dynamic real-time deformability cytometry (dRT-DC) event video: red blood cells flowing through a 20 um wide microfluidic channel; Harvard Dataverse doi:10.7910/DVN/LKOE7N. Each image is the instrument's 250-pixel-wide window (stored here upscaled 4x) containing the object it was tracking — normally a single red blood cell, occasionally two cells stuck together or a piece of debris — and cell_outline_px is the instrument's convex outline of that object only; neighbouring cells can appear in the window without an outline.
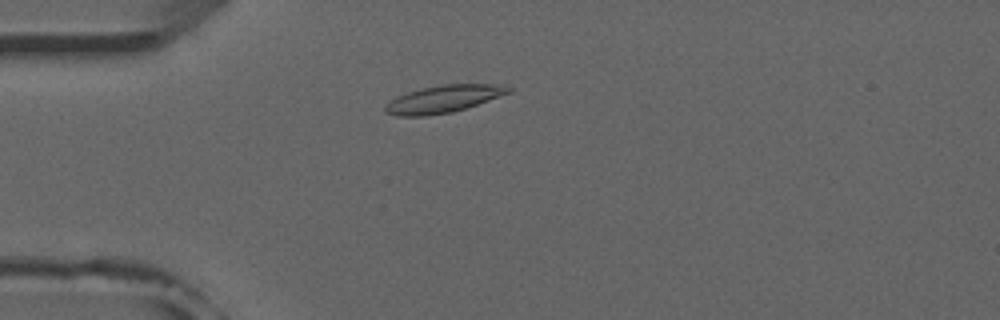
{"species": "common noctule bat (a hibernating species)", "species_latin": "Nyctalus noctula", "temperature_condition": "room temperature", "stored_images_in_passage": 45, "camera_frame_rate_fps": 3000, "um_per_image_px": 0.085, "animal": {"sex": "male", "forearm_length_mm": 52.5}, "frame": {"image": 1, "passage_image": 7, "time_ms": 2.0, "image_size_px": [1000, 320], "cell_outline_px": [[512, 92], [452, 112], [424, 116], [400, 116], [384, 112], [384, 108], [396, 96], [408, 92], [424, 88], [444, 84], [496, 84], [512, 88]], "centroid_in_image_um": [37.69, 8.41], "position_along_channel_um": 47.3, "area_um2": 19.25}}
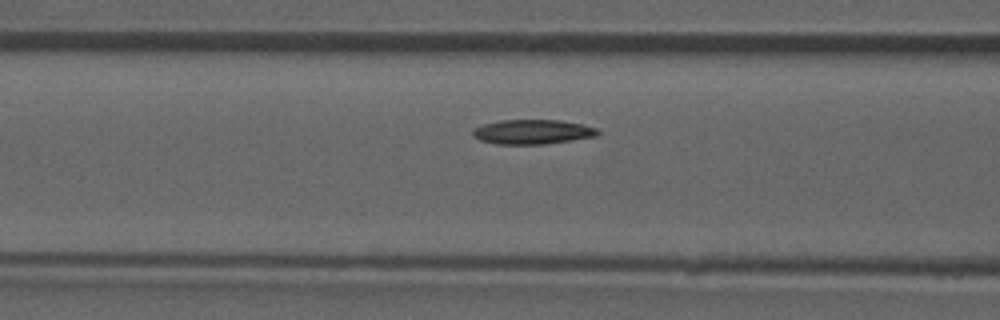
{"frame": {"image": 2, "passage_image": 14, "time_ms": 4.333, "image_size_px": [1000, 320], "cell_outline_px": [[600, 132], [596, 136], [544, 144], [496, 144], [480, 140], [472, 136], [472, 132], [476, 128], [484, 124], [500, 120], [560, 120], [580, 124], [596, 128]], "centroid_in_image_um": [45.24, 11.21], "position_along_channel_um": 121.4, "area_um2": 17.69}}
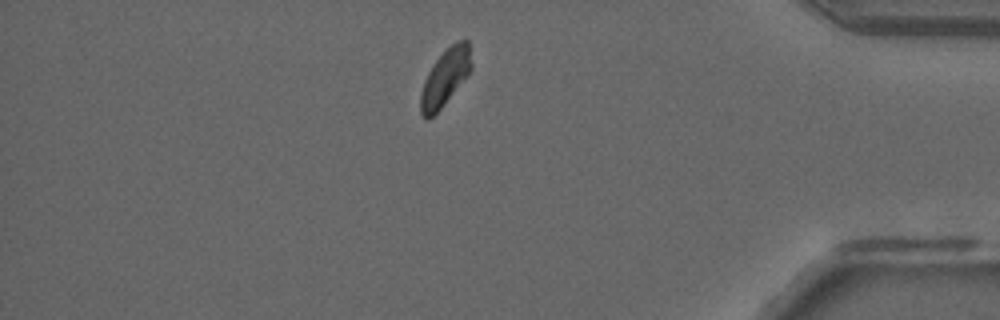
{"frame": {"image": 3, "passage_image": 38, "time_ms": 12.333, "image_size_px": [1000, 320], "cell_outline_px": [[472, 68], [468, 76], [440, 108], [428, 120], [424, 120], [420, 112], [420, 92], [424, 80], [432, 64], [456, 40], [468, 40], [472, 64]], "centroid_in_image_um": [37.83, 6.6], "position_along_channel_um": 397.4, "area_um2": 16.76}, "authors_computed_cell_mechanics": {"area_um2": 17.6868, "velocity_mm_per_s": 3.888, "shape_relaxation_time_tau1_ms": 4.0869, "shape_relaxation_time_tau2_ms": null, "deformation_change_tau1": 0.103, "deformation_change_tau2": null}}